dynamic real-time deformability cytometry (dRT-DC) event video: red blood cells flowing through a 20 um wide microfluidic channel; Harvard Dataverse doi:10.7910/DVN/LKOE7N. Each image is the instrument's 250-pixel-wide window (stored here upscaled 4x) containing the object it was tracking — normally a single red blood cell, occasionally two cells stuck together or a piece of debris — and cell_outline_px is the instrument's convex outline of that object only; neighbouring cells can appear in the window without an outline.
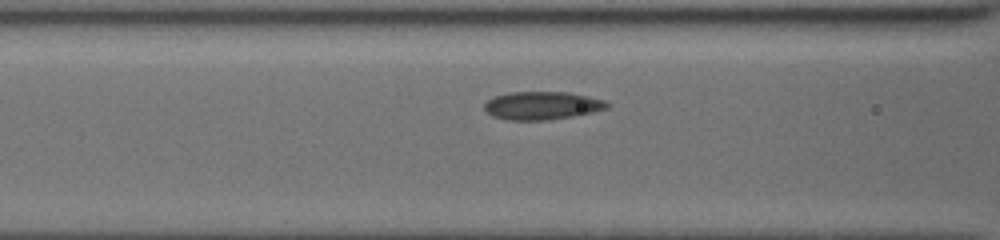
{"species": "common noctule bat (a hibernating species)", "species_latin": "Nyctalus noctula", "temperature_condition": "cold", "stored_images_in_passage": 9, "camera_frame_rate_fps": 3000, "um_per_image_px": 0.085, "animal": {"sex": "female", "body_mass_g": 19.5, "forearm_length_mm": 54.1}, "frame": {"image": 1, "passage_image": 8, "time_ms": 2.667, "image_size_px": [1000, 240], "cell_outline_px": [[608, 108], [592, 112], [572, 116], [548, 120], [508, 120], [492, 116], [484, 108], [484, 104], [492, 96], [508, 92], [568, 92], [588, 96], [604, 100], [608, 104]], "centroid_in_image_um": [46.04, 8.97], "position_along_channel_um": 120.6, "area_um2": 20.06}}